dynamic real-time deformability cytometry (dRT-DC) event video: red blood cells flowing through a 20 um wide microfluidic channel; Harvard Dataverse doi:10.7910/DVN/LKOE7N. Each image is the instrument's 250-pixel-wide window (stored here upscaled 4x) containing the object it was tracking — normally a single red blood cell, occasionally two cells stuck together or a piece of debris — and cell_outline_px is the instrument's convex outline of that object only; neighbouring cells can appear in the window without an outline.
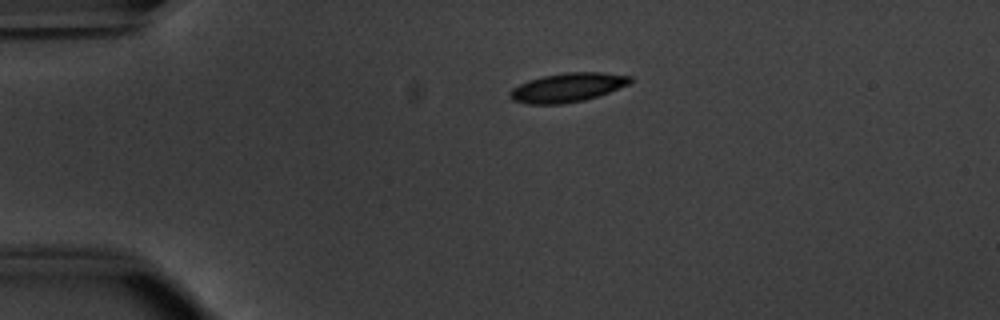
{"species": "common noctule bat (a hibernating species)", "species_latin": "Nyctalus noctula", "temperature_condition": "warm", "stored_images_in_passage": 43, "camera_frame_rate_fps": 3000, "um_per_image_px": 0.085, "animal": {"sex": "male", "body_mass_g": 20.1, "forearm_length_mm": 53.5}, "frame": {"image": 1, "passage_image": 1, "time_ms": 0.0, "image_size_px": [1000, 320], "cell_outline_px": [[632, 80], [628, 84], [608, 92], [584, 100], [560, 104], [528, 104], [512, 100], [508, 96], [508, 92], [512, 88], [528, 80], [540, 76], [564, 72], [604, 72], [632, 76]], "centroid_in_image_um": [48.19, 7.42], "position_along_channel_um": 36.8, "area_um2": 20.4}}
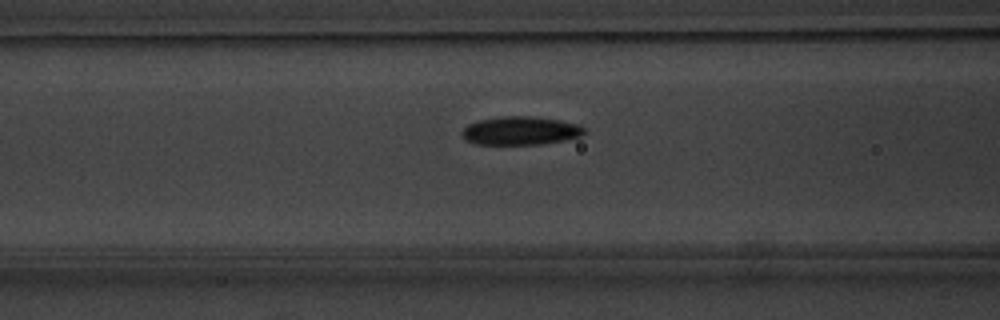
{"frame": {"image": 2, "passage_image": 11, "time_ms": 3.333, "image_size_px": [1000, 320], "cell_outline_px": [[584, 136], [564, 140], [540, 144], [476, 144], [468, 140], [460, 132], [468, 124], [480, 120], [500, 116], [532, 116], [560, 120], [580, 124], [584, 128]], "centroid_in_image_um": [44.28, 11.1], "position_along_channel_um": 122.3, "area_um2": 20.23}}
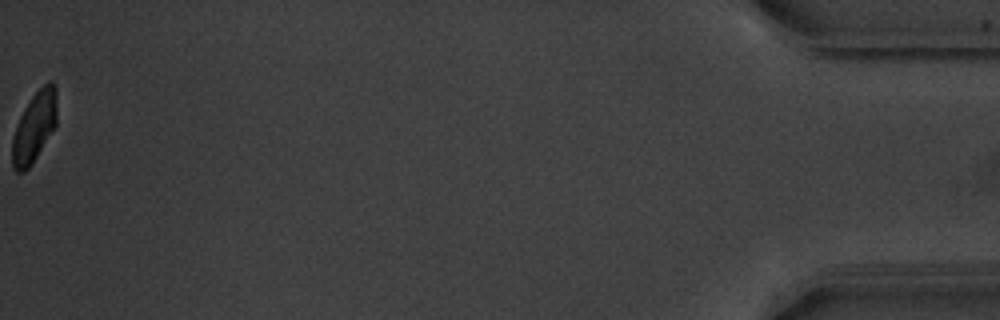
{"frame": {"image": 3, "passage_image": 43, "time_ms": 14.0, "image_size_px": [1000, 320], "cell_outline_px": [[56, 124], [32, 164], [24, 172], [16, 172], [12, 168], [12, 136], [20, 116], [24, 108], [32, 96], [48, 80], [52, 80], [56, 88]], "centroid_in_image_um": [2.9, 10.8], "position_along_channel_um": 432.3, "area_um2": 18.21}, "authors_computed_cell_mechanics": {"area_um2": 20.2878, "velocity_mm_per_s": 3.7828, "shape_relaxation_time_tau1_ms": 2.0259, "shape_relaxation_time_tau2_ms": 2.7523, "deformation_change_tau1": 0.1194, "deformation_change_tau2": 0.0803}}